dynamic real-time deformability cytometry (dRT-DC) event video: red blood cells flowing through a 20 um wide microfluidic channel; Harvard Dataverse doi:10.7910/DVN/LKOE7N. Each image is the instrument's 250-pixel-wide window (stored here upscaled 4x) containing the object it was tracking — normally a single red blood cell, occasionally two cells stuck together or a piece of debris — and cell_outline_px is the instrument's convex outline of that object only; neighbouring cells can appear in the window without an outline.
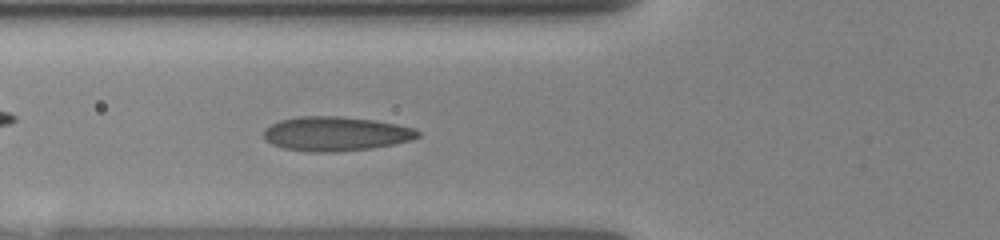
{"species": "human", "species_latin": "Homo sapiens", "temperature_condition": "room temperature", "stored_images_in_passage": 15, "camera_frame_rate_fps": 3000, "um_per_image_px": 0.085, "donor": {"sex": "female"}, "frame": {"image": 1, "passage_image": 15, "time_ms": 5.333, "image_size_px": [1000, 240], "cell_outline_px": [[420, 136], [412, 140], [392, 144], [368, 148], [336, 152], [312, 152], [284, 148], [272, 144], [264, 140], [264, 128], [280, 120], [296, 116], [340, 116], [376, 120], [416, 128], [420, 132]], "centroid_in_image_um": [28.53, 11.36], "position_along_channel_um": 97.3, "area_um2": 30.92}}